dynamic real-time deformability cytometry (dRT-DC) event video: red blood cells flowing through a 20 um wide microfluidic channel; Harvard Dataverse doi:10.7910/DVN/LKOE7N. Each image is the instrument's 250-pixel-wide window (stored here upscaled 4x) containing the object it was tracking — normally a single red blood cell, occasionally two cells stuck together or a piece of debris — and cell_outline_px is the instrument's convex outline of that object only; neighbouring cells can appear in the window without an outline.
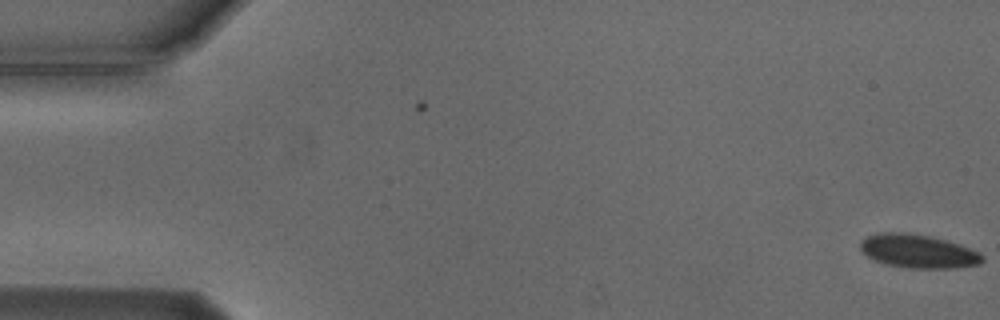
{"species": "Egyptian fruit bat (a non-hibernating species)", "species_latin": "Rousettus aegyptiacus", "temperature_condition": "cold", "stored_images_in_passage": 6, "camera_frame_rate_fps": 3000, "um_per_image_px": 0.085, "animal": {"sex": "male"}, "frame": {"image": 1, "passage_image": 6, "time_ms": 1.667, "image_size_px": [1000, 320], "cell_outline_px": [[984, 260], [980, 264], [956, 268], [908, 268], [884, 264], [868, 256], [860, 248], [860, 240], [868, 236], [880, 232], [904, 232], [928, 236], [960, 244], [980, 252], [984, 256]], "centroid_in_image_um": [78.06, 21.36], "position_along_channel_um": 6.9, "area_um2": 23.87}}